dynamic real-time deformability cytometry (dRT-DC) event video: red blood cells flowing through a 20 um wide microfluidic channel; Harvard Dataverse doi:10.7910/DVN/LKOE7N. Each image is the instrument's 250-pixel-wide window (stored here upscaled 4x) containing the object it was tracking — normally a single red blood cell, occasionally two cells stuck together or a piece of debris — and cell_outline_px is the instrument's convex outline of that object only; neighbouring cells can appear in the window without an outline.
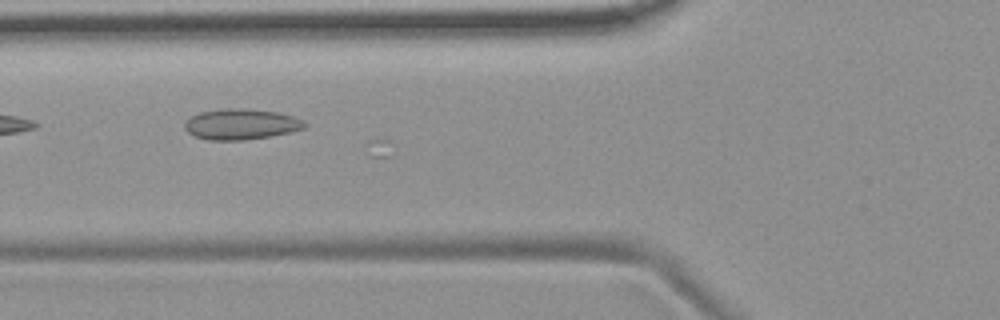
{"species": "common noctule bat (a hibernating species)", "species_latin": "Nyctalus noctula", "temperature_condition": "room temperature", "stored_images_in_passage": 8, "camera_frame_rate_fps": 3000, "um_per_image_px": 0.085, "animal": {"sex": "female", "body_mass_g": 19.9}, "frame": {"image": 1, "passage_image": 4, "time_ms": 3.667, "image_size_px": [1000, 320], "cell_outline_px": [[308, 124], [304, 128], [292, 132], [244, 140], [208, 140], [196, 136], [188, 132], [184, 128], [184, 120], [200, 112], [220, 108], [240, 108], [276, 112], [292, 116], [304, 120]], "centroid_in_image_um": [20.47, 10.55], "position_along_channel_um": 105.3, "area_um2": 21.5}}
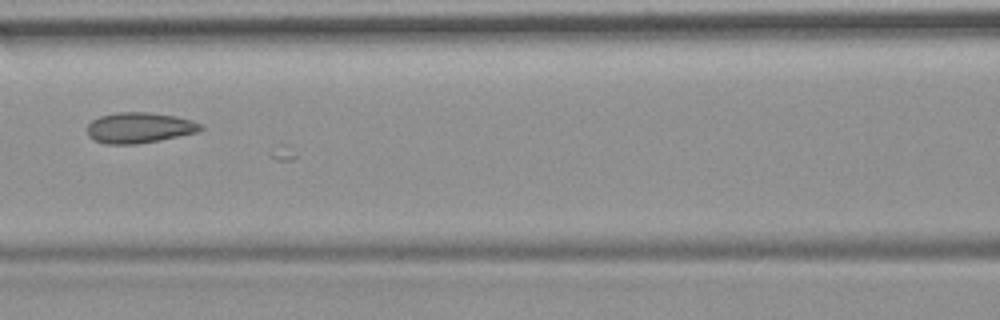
{"frame": {"image": 2, "passage_image": 5, "time_ms": 5.0, "image_size_px": [1000, 320], "cell_outline_px": [[204, 128], [196, 132], [160, 140], [136, 144], [104, 144], [88, 136], [88, 124], [92, 120], [100, 116], [120, 112], [148, 112], [176, 116], [192, 120], [204, 124]], "centroid_in_image_um": [11.86, 10.85], "position_along_channel_um": 154.7, "area_um2": 20.23}}
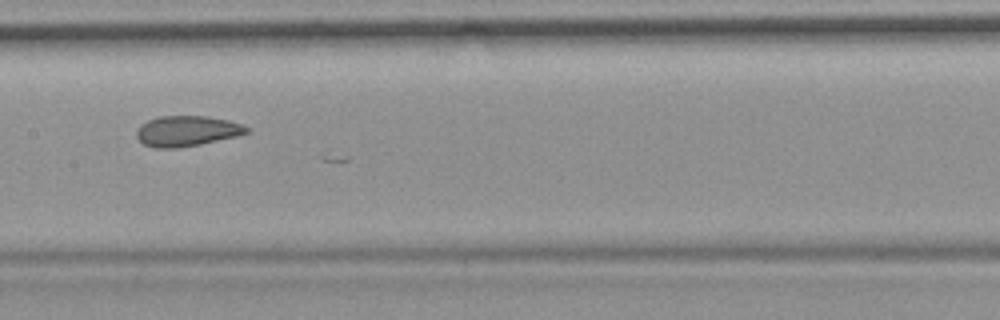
{"frame": {"image": 3, "passage_image": 6, "time_ms": 6.0, "image_size_px": [1000, 320], "cell_outline_px": [[252, 128], [248, 132], [236, 136], [200, 144], [176, 148], [152, 148], [144, 144], [136, 136], [136, 132], [140, 124], [148, 120], [160, 116], [208, 116], [228, 120]], "centroid_in_image_um": [15.87, 11.13], "position_along_channel_um": 191.5, "area_um2": 19.54}}